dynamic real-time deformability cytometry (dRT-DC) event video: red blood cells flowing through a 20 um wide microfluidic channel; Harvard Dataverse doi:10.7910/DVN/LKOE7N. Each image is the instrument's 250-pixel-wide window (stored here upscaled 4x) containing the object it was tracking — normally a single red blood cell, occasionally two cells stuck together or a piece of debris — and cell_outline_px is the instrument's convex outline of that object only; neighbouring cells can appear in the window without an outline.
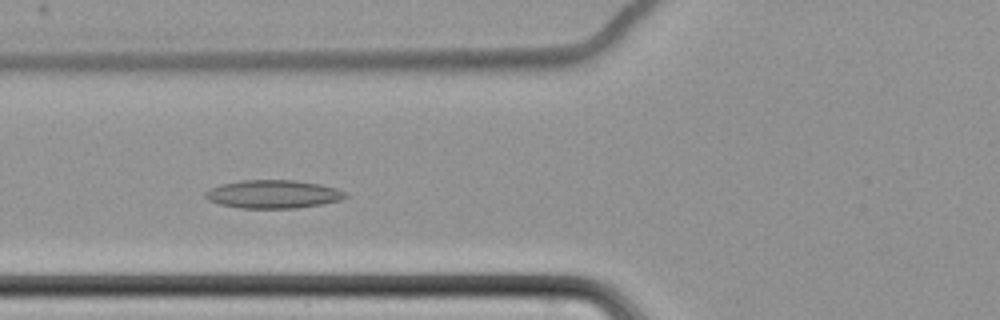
{"species": "common noctule bat (a hibernating species)", "species_latin": "Nyctalus noctula", "temperature_condition": "cold", "stored_images_in_passage": 52, "camera_frame_rate_fps": 3000, "um_per_image_px": 0.085, "animal": {"sex": "female", "body_mass_g": 22.7, "forearm_length_mm": 54.2}, "frame": {"image": 1, "passage_image": 15, "time_ms": 4.667, "image_size_px": [1000, 320], "cell_outline_px": [[348, 196], [340, 200], [320, 204], [296, 208], [240, 208], [220, 204], [208, 200], [204, 196], [204, 192], [220, 184], [244, 180], [296, 180], [320, 184], [336, 188], [348, 192]], "centroid_in_image_um": [23.23, 16.5], "position_along_channel_um": 102.6, "area_um2": 23.06}}
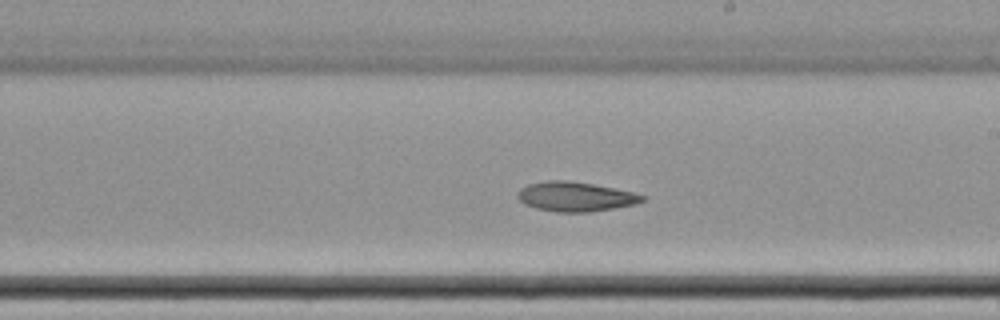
{"frame": {"image": 2, "passage_image": 27, "time_ms": 8.667, "image_size_px": [1000, 320], "cell_outline_px": [[648, 200], [636, 204], [588, 212], [556, 212], [536, 208], [524, 204], [516, 196], [516, 192], [520, 188], [528, 184], [548, 180], [568, 180], [592, 184], [632, 192], [644, 196]], "centroid_in_image_um": [48.88, 16.71], "position_along_channel_um": 240.1, "area_um2": 21.44}}
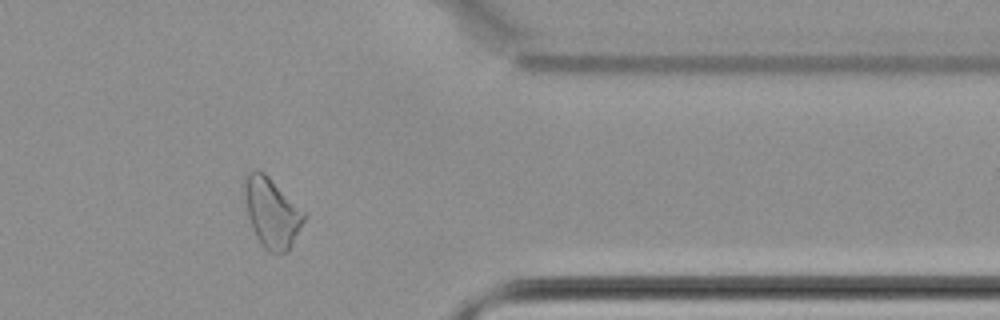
{"frame": {"image": 3, "passage_image": 41, "time_ms": 13.333, "image_size_px": [1000, 320], "cell_outline_px": [[308, 216], [288, 252], [272, 252], [264, 248], [256, 236], [252, 228], [248, 216], [244, 192], [244, 180], [248, 172], [256, 168], [264, 172]], "centroid_in_image_um": [23.11, 18.07], "position_along_channel_um": 388.3, "area_um2": 23.99}}